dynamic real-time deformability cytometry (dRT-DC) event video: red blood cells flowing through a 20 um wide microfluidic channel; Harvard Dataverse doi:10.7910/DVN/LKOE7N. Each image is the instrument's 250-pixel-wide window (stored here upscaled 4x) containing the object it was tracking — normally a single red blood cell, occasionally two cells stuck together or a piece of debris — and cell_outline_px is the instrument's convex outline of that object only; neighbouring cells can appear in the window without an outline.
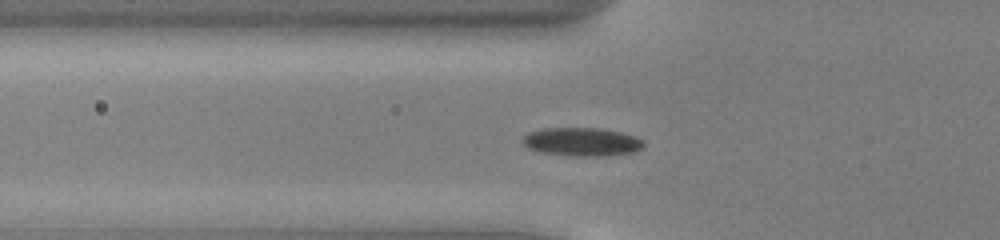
{"species": "common noctule bat (a hibernating species)", "species_latin": "Nyctalus noctula", "temperature_condition": "cold", "stored_images_in_passage": 51, "camera_frame_rate_fps": 3000, "um_per_image_px": 0.085, "animal": {"sex": "male", "body_mass_g": 13.0, "forearm_length_mm": 53.1}, "frame": {"image": 1, "passage_image": 17, "time_ms": 5.333, "image_size_px": [1000, 240], "cell_outline_px": [[644, 144], [636, 152], [604, 156], [572, 156], [540, 152], [528, 148], [520, 140], [528, 132], [544, 128], [596, 128], [620, 132], [636, 136], [644, 140]], "centroid_in_image_um": [49.45, 12.06], "position_along_channel_um": 76.4, "area_um2": 20.17}}
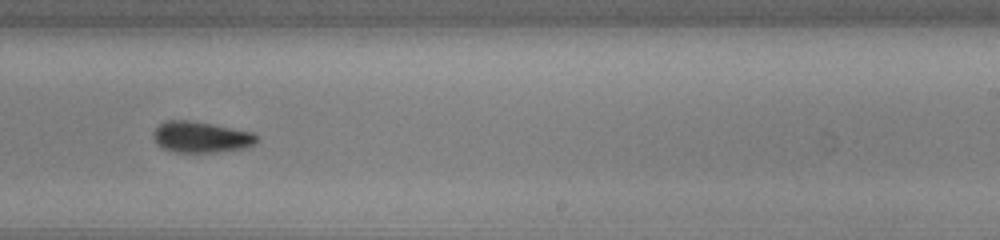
{"frame": {"image": 2, "passage_image": 32, "time_ms": 10.333, "image_size_px": [1000, 240], "cell_outline_px": [[260, 140], [256, 144], [248, 148], [216, 152], [172, 152], [160, 148], [156, 144], [152, 136], [152, 132], [164, 120], [192, 120], [252, 132], [260, 136]], "centroid_in_image_um": [17.09, 11.66], "position_along_channel_um": 271.9, "area_um2": 19.25}}
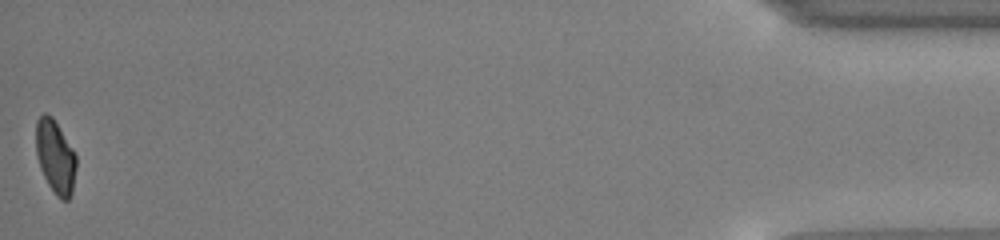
{"frame": {"image": 3, "passage_image": 51, "time_ms": 16.667, "image_size_px": [1000, 240], "cell_outline_px": [[76, 168], [72, 192], [68, 200], [60, 200], [56, 196], [48, 184], [40, 168], [36, 156], [36, 120], [44, 112], [48, 112], [52, 116], [76, 152]], "centroid_in_image_um": [4.71, 13.3], "position_along_channel_um": 430.5, "area_um2": 17.51}, "authors_computed_cell_mechanics": {"area_um2": 18.6116, "velocity_mm_per_s": 3.9203, "shape_relaxation_time_tau1_ms": 3.1518, "shape_relaxation_time_tau2_ms": null, "deformation_change_tau1": 0.0788, "deformation_change_tau2": null}}